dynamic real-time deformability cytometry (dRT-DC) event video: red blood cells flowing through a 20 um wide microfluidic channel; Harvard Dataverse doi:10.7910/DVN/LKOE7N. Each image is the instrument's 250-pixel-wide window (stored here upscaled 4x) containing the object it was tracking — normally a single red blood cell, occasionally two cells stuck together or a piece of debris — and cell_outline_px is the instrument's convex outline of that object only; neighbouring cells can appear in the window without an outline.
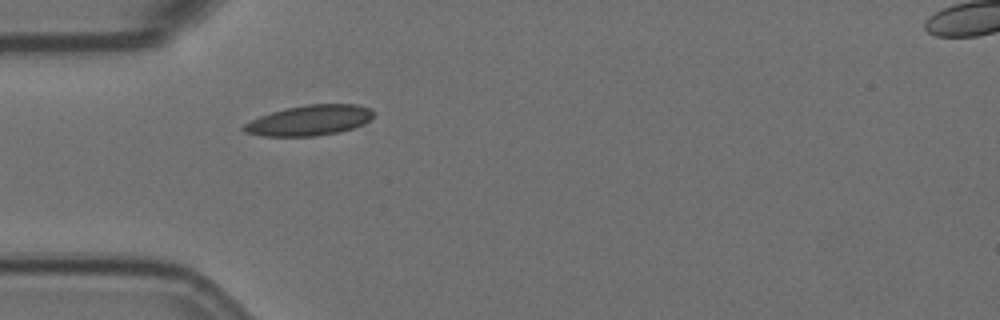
{"species": "Egyptian fruit bat (a non-hibernating species)", "species_latin": "Rousettus aegyptiacus", "temperature_condition": "room temperature", "stored_images_in_passage": 2, "segment_of_instrument_passage": [1, 2], "camera_frame_rate_fps": 3000, "um_per_image_px": 0.085, "animal": {"sex": "female"}, "frame": {"image": 1, "passage_image": 1, "time_ms": 0.0, "image_size_px": [1000, 320], "cell_outline_px": [[376, 112], [364, 124], [340, 132], [316, 136], [264, 136], [244, 132], [240, 128], [244, 124], [260, 116], [272, 112], [288, 108], [308, 104], [356, 104], [368, 108]], "centroid_in_image_um": [26.3, 10.23], "position_along_channel_um": 58.7, "area_um2": 22.83}}